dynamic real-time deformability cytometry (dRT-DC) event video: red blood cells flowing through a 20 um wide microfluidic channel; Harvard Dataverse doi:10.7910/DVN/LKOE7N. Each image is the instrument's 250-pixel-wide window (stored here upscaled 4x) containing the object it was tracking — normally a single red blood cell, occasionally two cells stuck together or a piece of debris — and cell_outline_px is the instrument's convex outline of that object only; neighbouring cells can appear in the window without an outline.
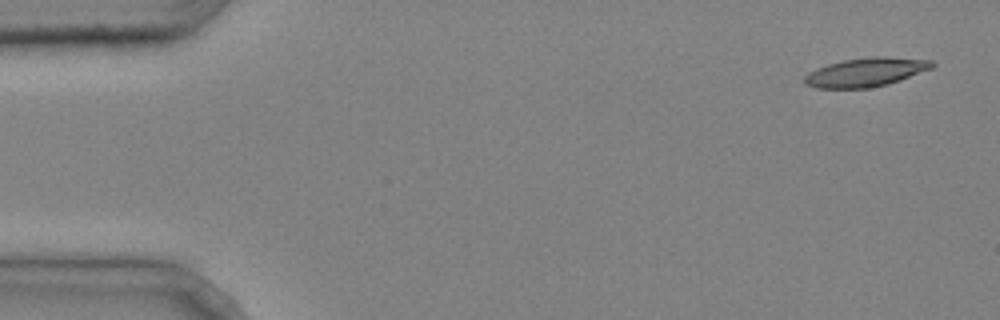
{"species": "common noctule bat (a hibernating species)", "species_latin": "Nyctalus noctula", "temperature_condition": "cold", "stored_images_in_passage": 4, "camera_frame_rate_fps": 3000, "um_per_image_px": 0.085, "animal": {"sex": "male", "body_mass_g": 20.4}, "frame": {"image": 1, "passage_image": 1, "time_ms": 0.0, "image_size_px": [1000, 320], "cell_outline_px": [[936, 64], [932, 68], [900, 80], [888, 84], [868, 88], [816, 88], [804, 84], [804, 76], [808, 72], [816, 68], [828, 64], [844, 60], [876, 56], [884, 56], [932, 60]], "centroid_in_image_um": [73.59, 6.14], "position_along_channel_um": 11.4, "area_um2": 21.44}}
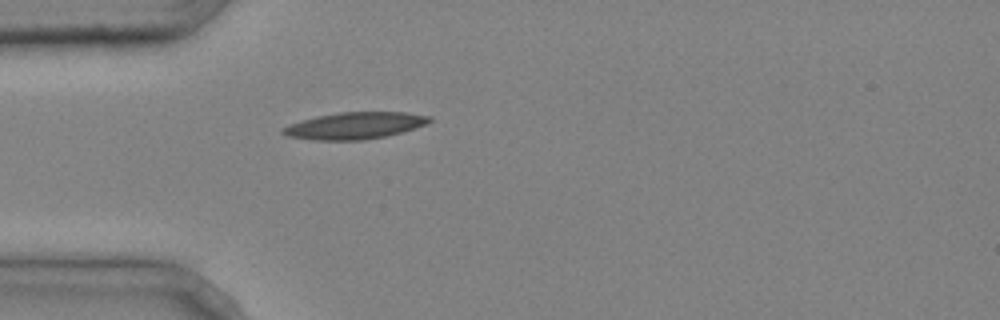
{"frame": {"image": 2, "passage_image": 4, "time_ms": 1.0, "image_size_px": [1000, 320], "cell_outline_px": [[432, 120], [416, 128], [404, 132], [364, 140], [312, 140], [288, 136], [280, 132], [280, 128], [316, 116], [340, 112], [404, 112], [432, 116]], "centroid_in_image_um": [30.17, 10.68], "position_along_channel_um": 54.8, "area_um2": 22.83}}